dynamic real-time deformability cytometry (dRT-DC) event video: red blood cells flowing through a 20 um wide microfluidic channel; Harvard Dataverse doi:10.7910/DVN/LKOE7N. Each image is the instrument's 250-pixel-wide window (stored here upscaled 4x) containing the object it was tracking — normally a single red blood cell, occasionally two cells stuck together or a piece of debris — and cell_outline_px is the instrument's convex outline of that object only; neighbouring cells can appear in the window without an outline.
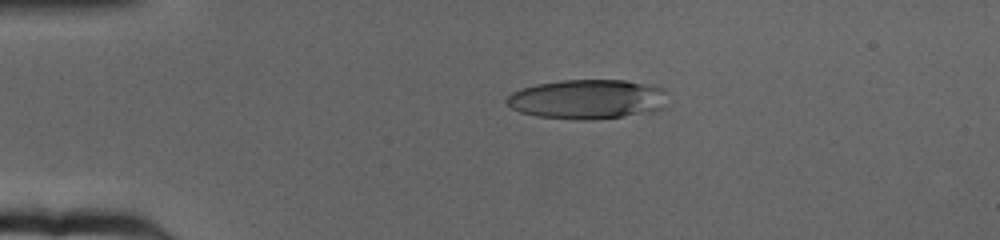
{"species": "human", "species_latin": "Homo sapiens", "temperature_condition": "cold", "stored_images_in_passage": 64, "camera_frame_rate_fps": 3000, "um_per_image_px": 0.085, "donor": {"sex": "female"}, "frame": {"image": 1, "passage_image": 14, "time_ms": 4.333, "image_size_px": [1000, 240], "cell_outline_px": [[668, 92], [664, 104], [656, 112], [592, 120], [576, 120], [536, 116], [520, 112], [512, 108], [504, 100], [512, 92], [520, 88], [536, 84], [560, 80], [624, 80], [652, 84], [664, 88]], "centroid_in_image_um": [49.96, 8.43], "position_along_channel_um": 35.0, "area_um2": 37.69}}
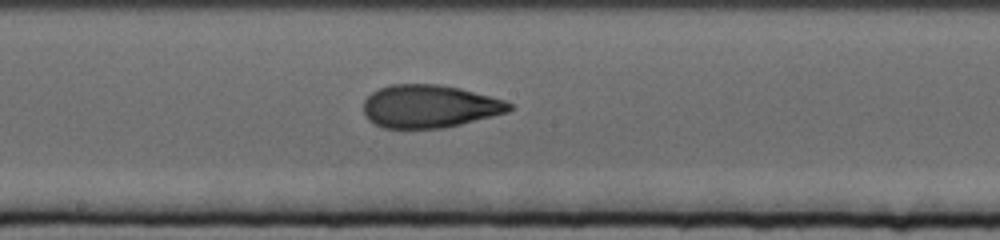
{"frame": {"image": 2, "passage_image": 35, "time_ms": 11.333, "image_size_px": [1000, 240], "cell_outline_px": [[512, 108], [508, 112], [444, 128], [384, 128], [368, 120], [364, 116], [364, 100], [372, 92], [388, 84], [440, 84], [460, 88], [504, 100], [512, 104]], "centroid_in_image_um": [36.48, 9.03], "position_along_channel_um": 211.7, "area_um2": 36.41}}
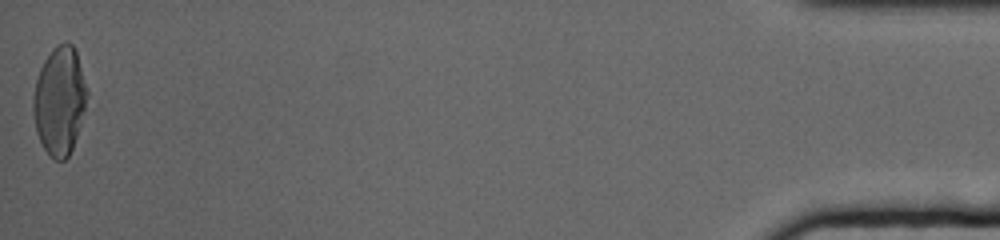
{"frame": {"image": 3, "passage_image": 64, "time_ms": 21.0, "image_size_px": [1000, 240], "cell_outline_px": [[88, 92], [84, 108], [76, 136], [72, 148], [68, 156], [64, 160], [52, 160], [44, 148], [36, 132], [32, 108], [32, 100], [36, 80], [40, 68], [44, 60], [52, 48], [56, 44], [64, 40], [68, 40], [72, 44], [76, 52]], "centroid_in_image_um": [5.03, 8.53], "position_along_channel_um": 430.2, "area_um2": 33.87}, "authors_computed_cell_mechanics": {"area_um2": 36.6452, "velocity_mm_per_s": 3.1811, "shape_relaxation_time_tau1_ms": 6.2679, "shape_relaxation_time_tau2_ms": 2.8986, "deformation_change_tau1": 0.2145, "deformation_change_tau2": 0.0611}}